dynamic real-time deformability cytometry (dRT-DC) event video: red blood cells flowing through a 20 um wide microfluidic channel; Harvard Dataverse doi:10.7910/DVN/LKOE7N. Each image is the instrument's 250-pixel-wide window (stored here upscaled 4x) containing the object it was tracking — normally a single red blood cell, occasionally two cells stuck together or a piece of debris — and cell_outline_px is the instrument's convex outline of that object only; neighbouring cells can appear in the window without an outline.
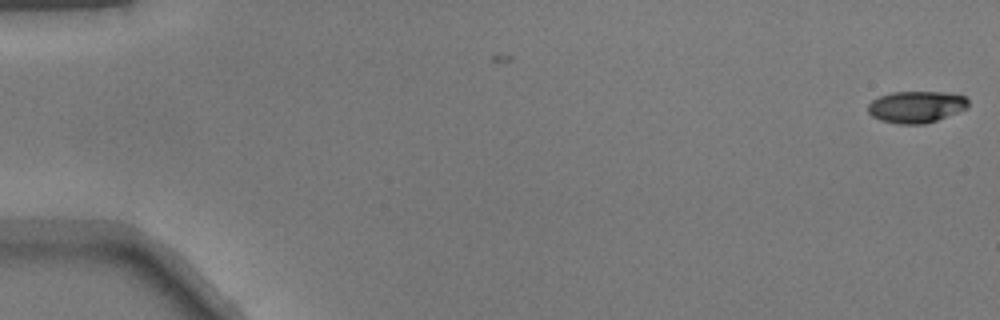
{"species": "common noctule bat (a hibernating species)", "species_latin": "Nyctalus noctula", "temperature_condition": "warm", "stored_images_in_passage": 2, "camera_frame_rate_fps": 3000, "um_per_image_px": 0.085, "animal": {"sex": "male", "body_mass_g": 17.9}, "frame": {"image": 1, "passage_image": 2, "time_ms": 0.333, "image_size_px": [1000, 320], "cell_outline_px": [[968, 108], [936, 120], [924, 124], [896, 124], [880, 120], [872, 116], [868, 112], [868, 104], [872, 100], [880, 96], [892, 92], [944, 92], [964, 96], [968, 100]], "centroid_in_image_um": [77.86, 9.08], "position_along_channel_um": 7.1, "area_um2": 18.5}}